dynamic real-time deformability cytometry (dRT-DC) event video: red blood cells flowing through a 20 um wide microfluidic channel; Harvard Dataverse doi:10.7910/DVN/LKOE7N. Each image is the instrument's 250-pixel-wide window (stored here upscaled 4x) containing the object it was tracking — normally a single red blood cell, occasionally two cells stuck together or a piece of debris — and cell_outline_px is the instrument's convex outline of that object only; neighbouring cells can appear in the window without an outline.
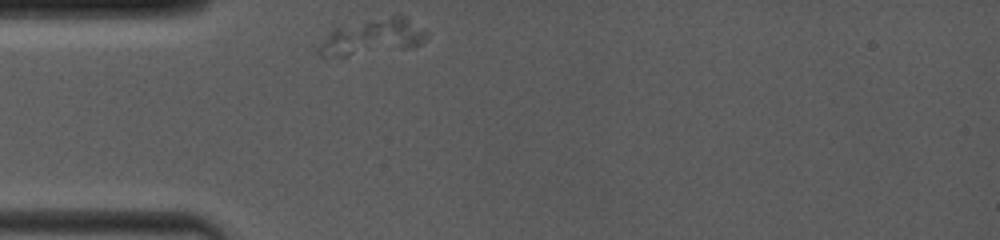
{"species": "common noctule bat (a hibernating species)", "species_latin": "Nyctalus noctula", "temperature_condition": "room temperature", "stored_images_in_passage": 42, "camera_frame_rate_fps": 4000, "um_per_image_px": 0.085, "animal": {"sex": "female", "body_mass_g": 19.0, "forearm_length_mm": 53.3}, "frame": {"image": 1, "passage_image": 1, "time_ms": 0.0, "image_size_px": [1000, 240], "cell_outline_px": [[428, 36], [420, 44], [344, 60], [320, 56], [316, 52], [316, 48], [336, 28], [392, 16], [404, 16], [428, 32]], "centroid_in_image_um": [31.59, 3.24], "position_along_channel_um": 53.4, "area_um2": 22.54}}
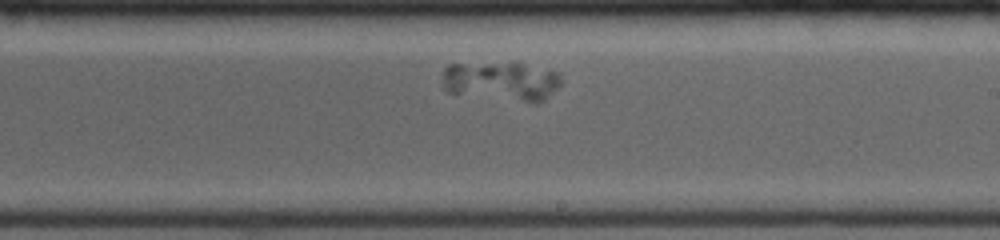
{"frame": {"image": 2, "passage_image": 28, "time_ms": 5.25, "image_size_px": [1000, 240], "cell_outline_px": [[560, 84], [544, 100], [536, 104], [456, 96], [448, 92], [444, 88], [444, 68], [448, 64], [524, 64], [556, 72], [560, 76]], "centroid_in_image_um": [42.57, 6.98], "position_along_channel_um": 246.4, "area_um2": 27.46}}
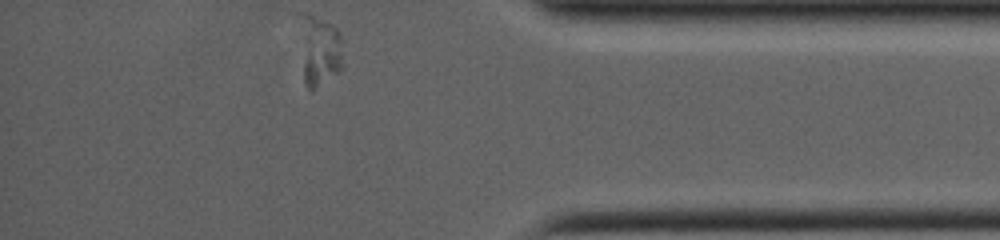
{"frame": {"image": 3, "passage_image": 42, "time_ms": 9.75, "image_size_px": [1000, 240], "cell_outline_px": [[344, 68], [340, 72], [312, 92], [308, 88], [304, 80], [296, 12], [308, 12], [332, 24], [340, 32], [344, 64]], "centroid_in_image_um": [27.12, 4.23], "position_along_channel_um": 408.1, "area_um2": 19.13}}